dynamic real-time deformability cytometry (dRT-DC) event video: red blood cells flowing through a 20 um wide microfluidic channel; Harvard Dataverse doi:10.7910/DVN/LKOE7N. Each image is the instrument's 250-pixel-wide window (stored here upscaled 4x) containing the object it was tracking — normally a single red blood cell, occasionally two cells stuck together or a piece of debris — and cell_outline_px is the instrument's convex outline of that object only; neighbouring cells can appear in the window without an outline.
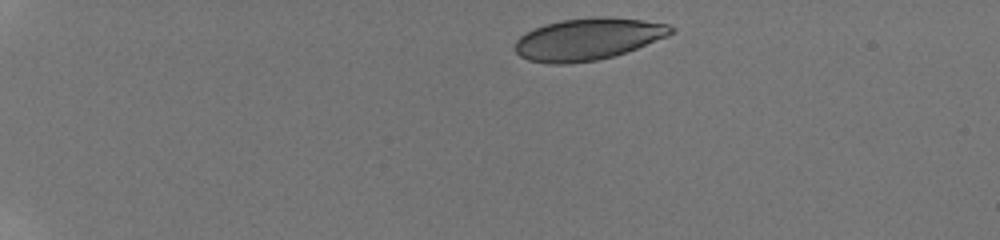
{"species": "human", "species_latin": "Homo sapiens", "temperature_condition": "room temperature", "stored_images_in_passage": 15, "camera_frame_rate_fps": 3000, "um_per_image_px": 0.085, "donor": {"sex": "male"}, "frame": {"image": 1, "passage_image": 1, "time_ms": 0.0, "image_size_px": [1000, 240], "cell_outline_px": [[676, 32], [668, 36], [636, 48], [612, 56], [596, 60], [568, 64], [552, 64], [528, 60], [520, 56], [516, 52], [516, 40], [520, 36], [544, 24], [560, 20], [596, 16], [608, 16], [644, 20], [668, 24], [676, 28]], "centroid_in_image_um": [50.01, 3.31], "position_along_channel_um": 35.0, "area_um2": 38.09}}
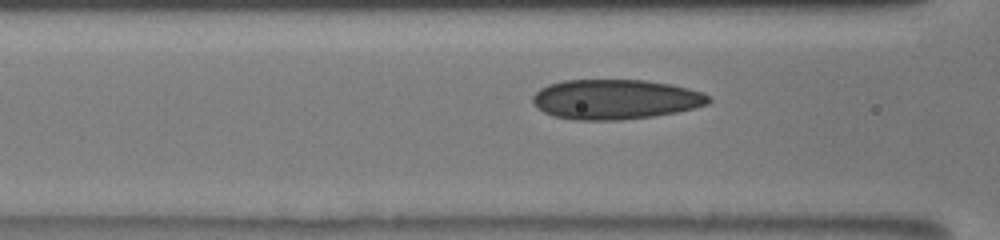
{"frame": {"image": 2, "passage_image": 10, "time_ms": 4.667, "image_size_px": [1000, 240], "cell_outline_px": [[712, 100], [708, 104], [676, 112], [656, 116], [620, 120], [572, 120], [552, 116], [536, 108], [532, 104], [532, 96], [540, 88], [548, 84], [564, 80], [644, 80], [672, 84], [704, 92]], "centroid_in_image_um": [52.28, 8.45], "position_along_channel_um": 114.3, "area_um2": 41.27}}
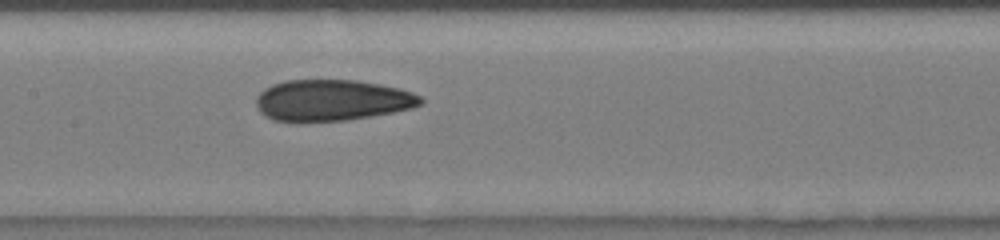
{"frame": {"image": 3, "passage_image": 14, "time_ms": 6.333, "image_size_px": [1000, 240], "cell_outline_px": [[424, 100], [420, 104], [412, 108], [392, 112], [348, 120], [272, 120], [264, 116], [260, 112], [256, 104], [256, 96], [264, 88], [272, 84], [284, 80], [356, 80], [380, 84], [412, 92], [420, 96]], "centroid_in_image_um": [28.2, 8.5], "position_along_channel_um": 179.2, "area_um2": 39.13}}